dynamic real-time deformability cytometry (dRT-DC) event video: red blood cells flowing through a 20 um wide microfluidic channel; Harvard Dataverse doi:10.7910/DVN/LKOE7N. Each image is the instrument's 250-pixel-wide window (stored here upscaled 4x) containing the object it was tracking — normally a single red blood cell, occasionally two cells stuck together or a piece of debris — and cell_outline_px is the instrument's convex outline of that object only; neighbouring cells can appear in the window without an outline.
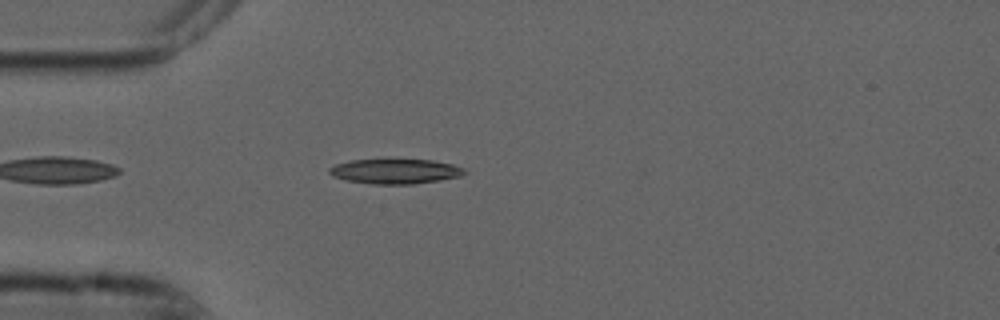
{"species": "common noctule bat (a hibernating species)", "species_latin": "Nyctalus noctula", "temperature_condition": "cold", "stored_images_in_passage": 38, "camera_frame_rate_fps": 3000, "um_per_image_px": 0.085, "animal": {"sex": "male", "forearm_length_mm": 52.5}, "frame": {"image": 1, "passage_image": 4, "time_ms": 1.0, "image_size_px": [1000, 320], "cell_outline_px": [[468, 172], [460, 176], [440, 180], [412, 184], [372, 184], [344, 180], [332, 176], [328, 172], [328, 168], [336, 164], [352, 160], [384, 156], [432, 160], [452, 164], [464, 168]], "centroid_in_image_um": [33.55, 14.51], "position_along_channel_um": 51.4, "area_um2": 20.69}}
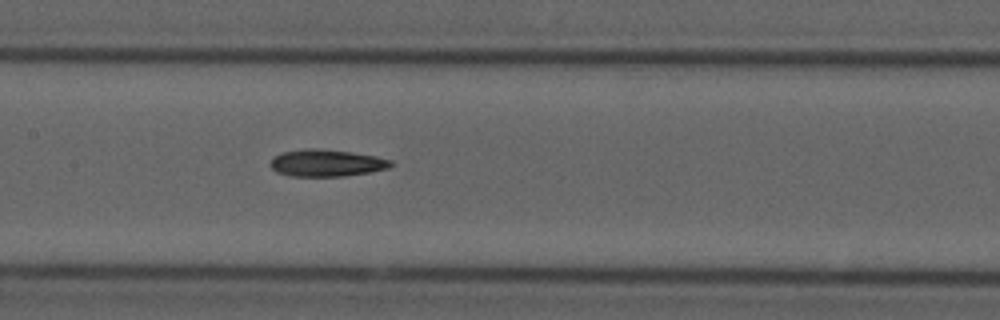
{"frame": {"image": 2, "passage_image": 15, "time_ms": 4.667, "image_size_px": [1000, 320], "cell_outline_px": [[396, 164], [388, 168], [368, 172], [344, 176], [292, 176], [276, 172], [272, 168], [272, 160], [280, 152], [304, 148], [316, 148], [352, 152], [376, 156], [392, 160]], "centroid_in_image_um": [27.79, 13.84], "position_along_channel_um": 179.6, "area_um2": 18.96}}
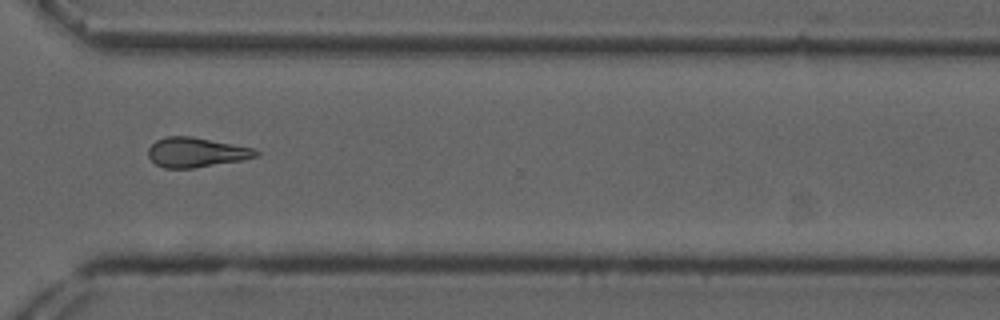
{"frame": {"image": 3, "passage_image": 29, "time_ms": 9.333, "image_size_px": [1000, 320], "cell_outline_px": [[260, 152], [256, 156], [240, 160], [192, 168], [164, 168], [156, 164], [148, 156], [148, 148], [156, 140], [164, 136], [192, 136], [252, 148]], "centroid_in_image_um": [16.61, 12.94], "position_along_channel_um": 354.0, "area_um2": 18.38}, "authors_computed_cell_mechanics": {"area_um2": 18.6405, "velocity_mm_per_s": 3.7424, "shape_relaxation_time_tau1_ms": 9.4547, "shape_relaxation_time_tau2_ms": null, "deformation_change_tau1": 0.2209, "deformation_change_tau2": null}}